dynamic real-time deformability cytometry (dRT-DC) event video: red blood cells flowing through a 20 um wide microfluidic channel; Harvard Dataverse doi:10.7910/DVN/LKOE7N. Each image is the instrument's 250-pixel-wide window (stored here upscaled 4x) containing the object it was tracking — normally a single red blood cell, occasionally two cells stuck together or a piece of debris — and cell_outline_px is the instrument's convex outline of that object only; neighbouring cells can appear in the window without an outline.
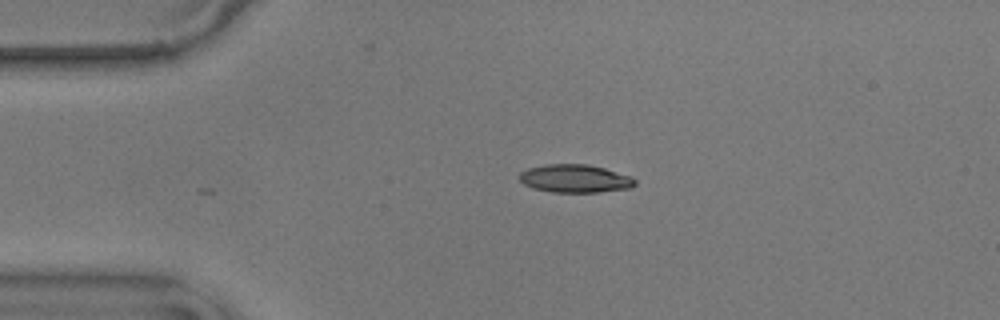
{"species": "common noctule bat (a hibernating species)", "species_latin": "Nyctalus noctula", "temperature_condition": "warm", "stored_images_in_passage": 34, "camera_frame_rate_fps": 3000, "um_per_image_px": 0.085, "animal": {"sex": "male", "body_mass_g": 17.9}, "frame": {"image": 1, "passage_image": 1, "time_ms": 0.0, "image_size_px": [1000, 320], "cell_outline_px": [[636, 184], [632, 188], [596, 192], [552, 192], [532, 188], [524, 184], [520, 180], [520, 172], [528, 168], [544, 164], [588, 164], [604, 168], [632, 176], [636, 180]], "centroid_in_image_um": [48.89, 15.17], "position_along_channel_um": 36.1, "area_um2": 19.02}}
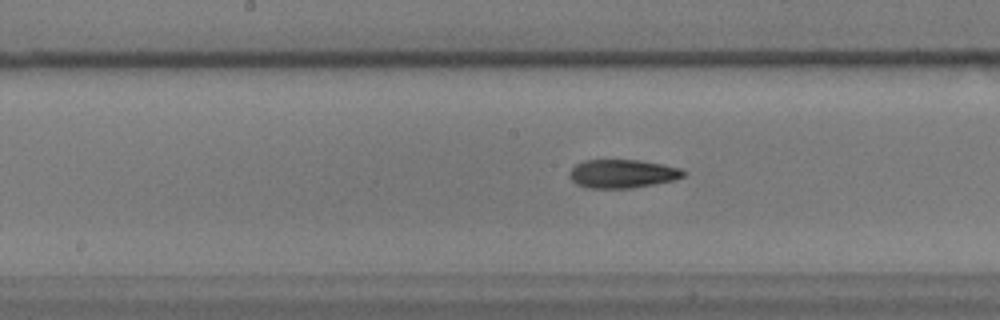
{"frame": {"image": 2, "passage_image": 17, "time_ms": 5.333, "image_size_px": [1000, 320], "cell_outline_px": [[688, 172], [684, 176], [672, 180], [632, 188], [588, 188], [576, 184], [568, 176], [568, 172], [576, 164], [584, 160], [636, 160], [664, 164], [680, 168]], "centroid_in_image_um": [52.88, 14.76], "position_along_channel_um": 195.3, "area_um2": 18.96}}
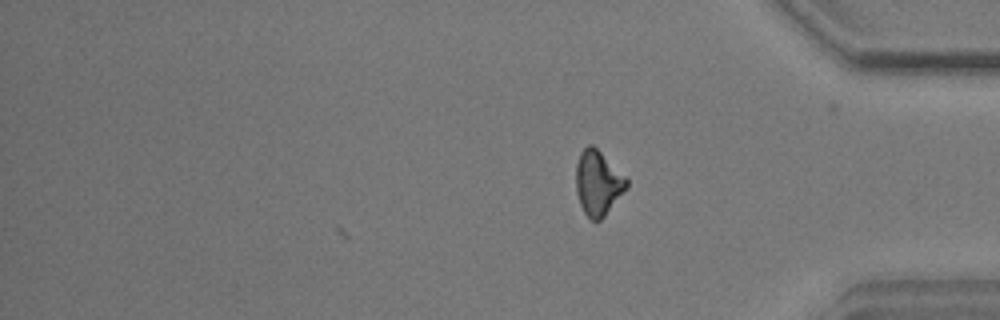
{"frame": {"image": 3, "passage_image": 34, "time_ms": 11.0, "image_size_px": [1000, 320], "cell_outline_px": [[628, 188], [604, 216], [600, 220], [592, 220], [584, 212], [580, 204], [576, 192], [576, 164], [580, 152], [588, 144], [592, 144], [628, 180]], "centroid_in_image_um": [50.81, 15.56], "position_along_channel_um": 384.4, "area_um2": 18.84}, "authors_computed_cell_mechanics": {"area_um2": 18.6405, "velocity_mm_per_s": 3.5907, "shape_relaxation_time_tau1_ms": null, "shape_relaxation_time_tau2_ms": 2.8059, "deformation_change_tau1": null, "deformation_change_tau2": 0.1126}}